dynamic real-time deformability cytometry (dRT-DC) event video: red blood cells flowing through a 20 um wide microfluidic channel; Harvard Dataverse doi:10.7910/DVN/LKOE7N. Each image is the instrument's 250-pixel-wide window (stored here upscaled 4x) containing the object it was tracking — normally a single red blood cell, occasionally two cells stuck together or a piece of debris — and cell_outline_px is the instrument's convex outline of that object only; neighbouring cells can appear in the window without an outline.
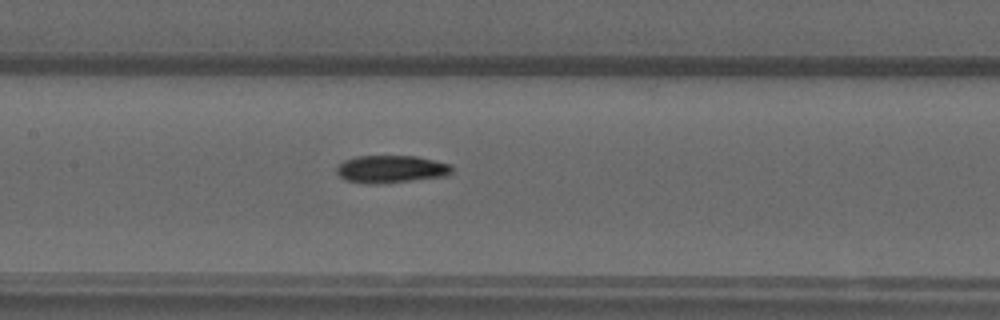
{"species": "common noctule bat (a hibernating species)", "species_latin": "Nyctalus noctula", "temperature_condition": "warm", "stored_images_in_passage": 40, "camera_frame_rate_fps": 3000, "um_per_image_px": 0.085, "animal": {"sex": "male", "forearm_length_mm": 52.5}, "frame": {"image": 1, "passage_image": 11, "time_ms": 3.333, "image_size_px": [1000, 320], "cell_outline_px": [[452, 172], [444, 176], [372, 184], [364, 184], [344, 180], [336, 172], [336, 168], [344, 160], [356, 156], [416, 156], [452, 164]], "centroid_in_image_um": [33.2, 14.36], "position_along_channel_um": 174.2, "area_um2": 18.38}}
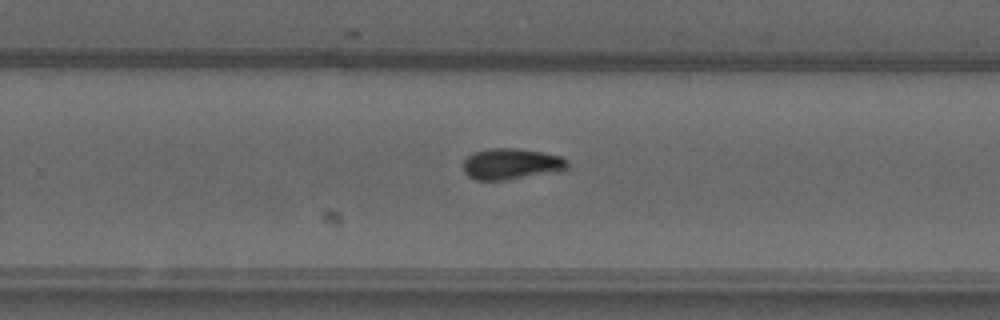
{"frame": {"image": 2, "passage_image": 20, "time_ms": 6.333, "image_size_px": [1000, 320], "cell_outline_px": [[568, 168], [556, 172], [508, 180], [476, 180], [468, 176], [464, 172], [464, 160], [472, 152], [488, 148], [516, 148], [544, 152], [560, 156], [568, 160]], "centroid_in_image_um": [43.46, 13.93], "position_along_channel_um": 286.3, "area_um2": 19.13}}
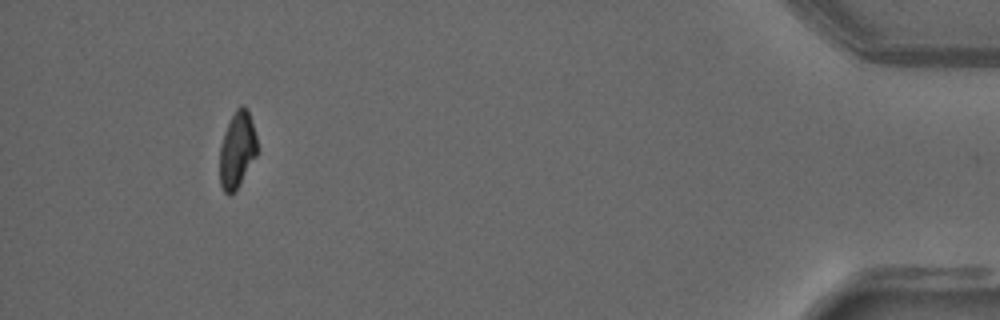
{"frame": {"image": 3, "passage_image": 36, "time_ms": 11.667, "image_size_px": [1000, 320], "cell_outline_px": [[256, 156], [236, 192], [228, 196], [224, 192], [220, 184], [220, 148], [224, 132], [236, 108], [240, 104], [244, 104], [248, 112], [256, 136]], "centroid_in_image_um": [20.14, 12.78], "position_along_channel_um": 415.1, "area_um2": 16.59}}